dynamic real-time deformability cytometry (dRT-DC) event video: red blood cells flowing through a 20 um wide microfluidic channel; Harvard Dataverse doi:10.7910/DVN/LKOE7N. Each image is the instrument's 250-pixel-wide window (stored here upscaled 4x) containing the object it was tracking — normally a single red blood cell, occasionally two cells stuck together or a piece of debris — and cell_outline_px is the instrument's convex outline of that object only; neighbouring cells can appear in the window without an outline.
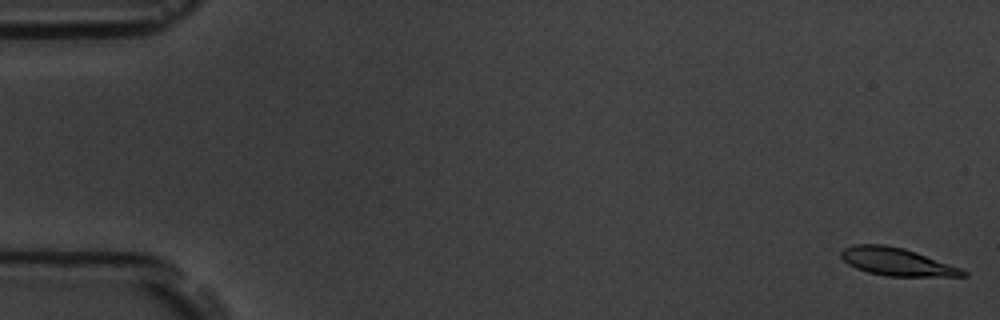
{"species": "common noctule bat (a hibernating species)", "species_latin": "Nyctalus noctula", "temperature_condition": "room temperature", "stored_images_in_passage": 7, "camera_frame_rate_fps": 3000, "um_per_image_px": 0.085, "animal": {"sex": "male", "body_mass_g": 19.5, "forearm_length_mm": 54.6}, "frame": {"image": 1, "passage_image": 1, "time_ms": 0.0, "image_size_px": [1000, 320], "cell_outline_px": [[968, 276], [888, 276], [868, 272], [856, 268], [848, 264], [840, 256], [840, 252], [844, 248], [852, 244], [884, 244], [904, 248], [916, 252], [960, 268], [968, 272]], "centroid_in_image_um": [76.19, 22.24], "position_along_channel_um": 8.8, "area_um2": 19.59}}
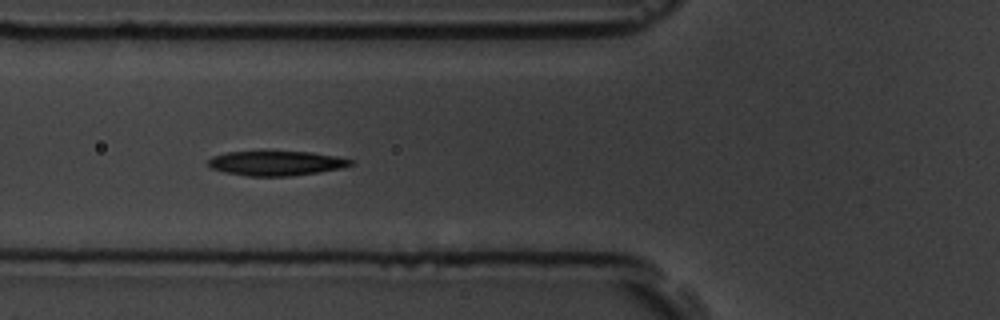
{"frame": {"image": 2, "passage_image": 6, "time_ms": 6.667, "image_size_px": [1000, 320], "cell_outline_px": [[356, 164], [340, 168], [316, 172], [288, 176], [248, 176], [224, 172], [208, 168], [208, 160], [212, 156], [228, 152], [312, 152], [336, 156], [352, 160]], "centroid_in_image_um": [23.44, 13.87], "position_along_channel_um": 102.4, "area_um2": 20.29}}
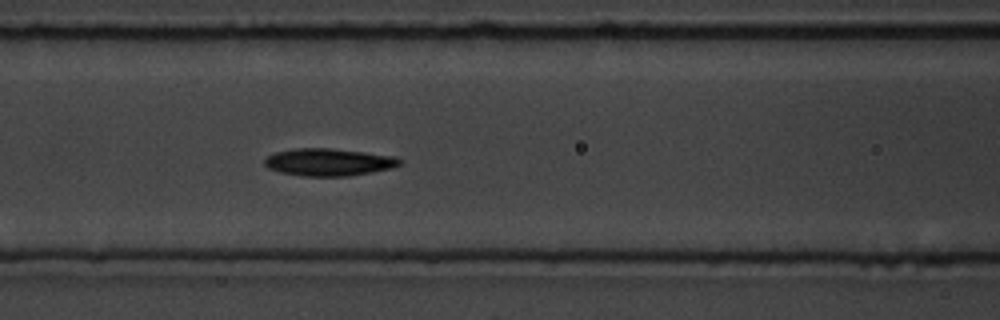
{"frame": {"image": 3, "passage_image": 7, "time_ms": 7.667, "image_size_px": [1000, 320], "cell_outline_px": [[404, 160], [400, 164], [392, 168], [372, 172], [348, 176], [304, 176], [280, 172], [268, 168], [264, 164], [264, 160], [268, 156], [276, 152], [296, 148], [328, 148], [364, 152], [396, 156]], "centroid_in_image_um": [27.97, 13.78], "position_along_channel_um": 138.6, "area_um2": 21.56}}